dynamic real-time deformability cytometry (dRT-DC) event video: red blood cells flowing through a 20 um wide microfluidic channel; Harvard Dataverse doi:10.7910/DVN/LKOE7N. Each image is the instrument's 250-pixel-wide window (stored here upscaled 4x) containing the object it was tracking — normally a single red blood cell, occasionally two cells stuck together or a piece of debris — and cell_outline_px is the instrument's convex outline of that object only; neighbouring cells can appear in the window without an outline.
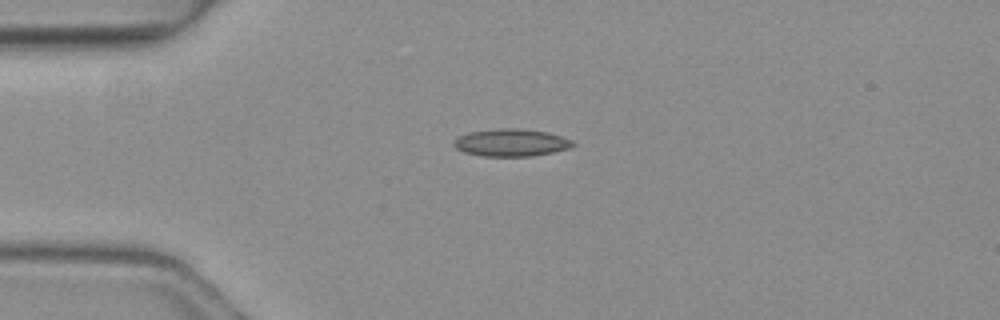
{"species": "common noctule bat (a hibernating species)", "species_latin": "Nyctalus noctula", "temperature_condition": "warm", "stored_images_in_passage": 4, "camera_frame_rate_fps": 3000, "um_per_image_px": 0.085, "animal": {"sex": "female", "body_mass_g": 19.3, "forearm_length_mm": 54.1}, "frame": {"image": 1, "passage_image": 2, "time_ms": 0.333, "image_size_px": [1000, 320], "cell_outline_px": [[576, 144], [572, 148], [532, 156], [484, 156], [464, 152], [456, 148], [452, 144], [460, 136], [468, 132], [500, 128], [520, 128], [548, 132], [572, 140]], "centroid_in_image_um": [43.48, 12.12], "position_along_channel_um": 41.5, "area_um2": 19.02}}
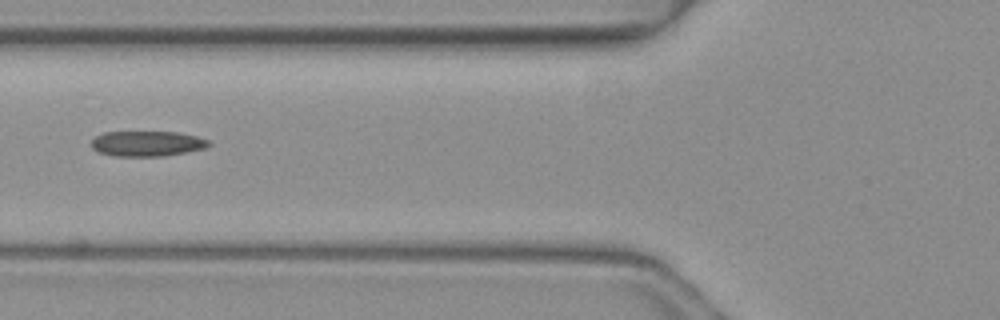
{"frame": {"image": 2, "passage_image": 4, "time_ms": 1.0, "image_size_px": [1000, 320], "cell_outline_px": [[212, 144], [208, 148], [164, 156], [112, 156], [100, 152], [92, 148], [92, 140], [96, 136], [104, 132], [176, 132], [196, 136], [208, 140]], "centroid_in_image_um": [12.53, 12.21], "position_along_channel_um": 113.3, "area_um2": 17.34}}